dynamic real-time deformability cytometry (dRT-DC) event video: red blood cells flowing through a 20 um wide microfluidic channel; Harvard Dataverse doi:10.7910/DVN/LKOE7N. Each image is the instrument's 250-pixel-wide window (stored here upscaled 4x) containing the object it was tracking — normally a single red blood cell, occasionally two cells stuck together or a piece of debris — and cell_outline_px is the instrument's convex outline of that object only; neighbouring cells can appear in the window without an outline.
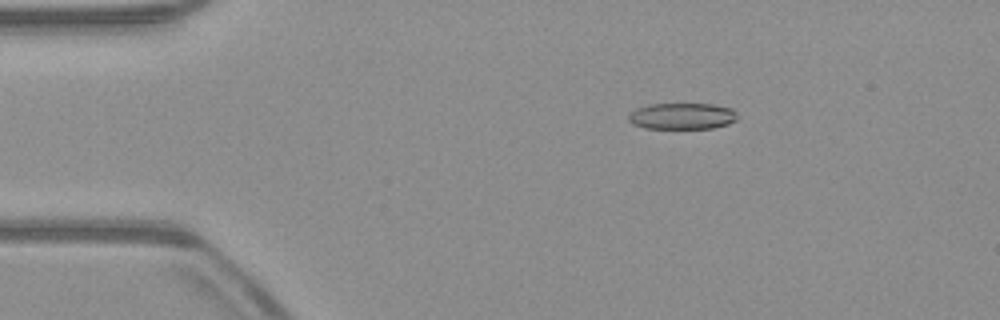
{"species": "common noctule bat (a hibernating species)", "species_latin": "Nyctalus noctula", "temperature_condition": "warm", "stored_images_in_passage": 53, "camera_frame_rate_fps": 3000, "um_per_image_px": 0.085, "animal": {"sex": "male", "body_mass_g": 23.1, "forearm_length_mm": 52.7}, "frame": {"image": 1, "passage_image": 10, "time_ms": 3.0, "image_size_px": [1000, 320], "cell_outline_px": [[736, 120], [728, 124], [712, 128], [644, 128], [632, 124], [628, 120], [628, 116], [636, 108], [648, 104], [712, 104], [732, 108], [736, 112]], "centroid_in_image_um": [57.97, 9.87], "position_along_channel_um": 27.0, "area_um2": 16.7}}
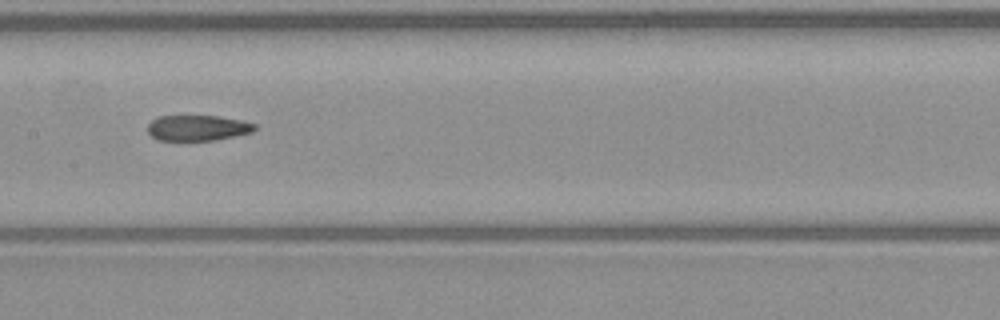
{"frame": {"image": 2, "passage_image": 27, "time_ms": 8.667, "image_size_px": [1000, 320], "cell_outline_px": [[256, 128], [252, 132], [216, 140], [156, 140], [148, 132], [148, 124], [152, 120], [160, 116], [220, 116], [240, 120], [256, 124]], "centroid_in_image_um": [16.8, 10.87], "position_along_channel_um": 190.6, "area_um2": 15.9}}
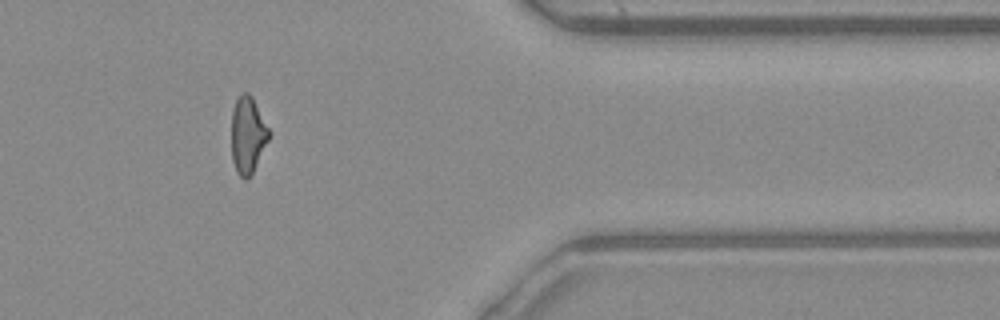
{"frame": {"image": 3, "passage_image": 44, "time_ms": 14.333, "image_size_px": [1000, 320], "cell_outline_px": [[272, 132], [252, 172], [244, 180], [236, 172], [232, 160], [232, 112], [236, 100], [240, 92], [248, 92], [252, 96]], "centroid_in_image_um": [21.06, 11.43], "position_along_channel_um": 390.3, "area_um2": 16.76}, "authors_computed_cell_mechanics": {"area_um2": 17.629, "velocity_mm_per_s": 3.9612, "shape_relaxation_time_tau1_ms": null, "shape_relaxation_time_tau2_ms": 3.4005, "deformation_change_tau1": null, "deformation_change_tau2": 0.1196}}